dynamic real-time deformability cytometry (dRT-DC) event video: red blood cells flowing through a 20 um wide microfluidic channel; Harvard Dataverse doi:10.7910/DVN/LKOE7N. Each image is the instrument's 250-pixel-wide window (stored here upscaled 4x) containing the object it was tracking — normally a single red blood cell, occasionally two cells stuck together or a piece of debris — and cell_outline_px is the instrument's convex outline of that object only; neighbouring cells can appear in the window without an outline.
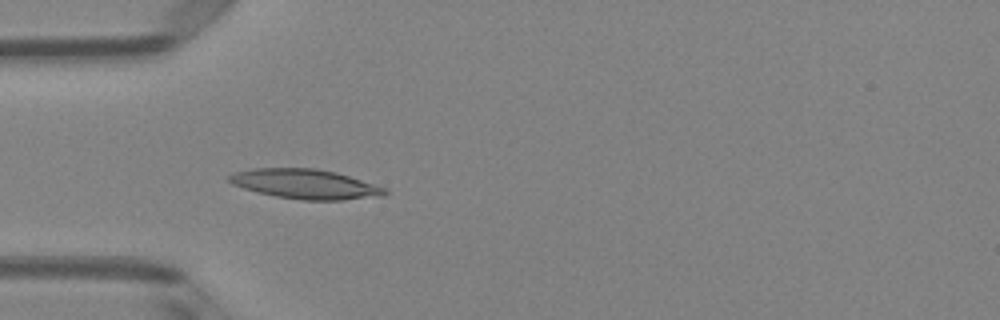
{"species": "Egyptian fruit bat (a non-hibernating species)", "species_latin": "Rousettus aegyptiacus", "temperature_condition": "room temperature", "stored_images_in_passage": 50, "camera_frame_rate_fps": 3000, "um_per_image_px": 0.085, "animal": {"sex": "female"}, "frame": {"image": 1, "passage_image": 15, "time_ms": 4.667, "image_size_px": [1000, 320], "cell_outline_px": [[388, 192], [384, 196], [344, 200], [304, 200], [276, 196], [256, 192], [232, 184], [228, 180], [228, 176], [232, 172], [252, 168], [316, 168], [336, 172], [388, 188]], "centroid_in_image_um": [25.96, 15.64], "position_along_channel_um": 59.0, "area_um2": 27.11}}
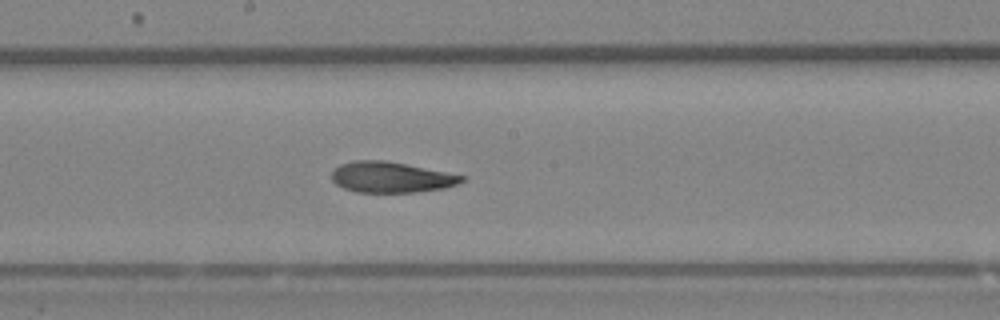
{"frame": {"image": 2, "passage_image": 27, "time_ms": 8.667, "image_size_px": [1000, 320], "cell_outline_px": [[464, 180], [456, 184], [444, 188], [416, 192], [356, 192], [344, 188], [336, 184], [332, 180], [332, 172], [340, 164], [356, 160], [384, 160], [464, 176]], "centroid_in_image_um": [33.19, 15.07], "position_along_channel_um": 215.0, "area_um2": 22.89}}
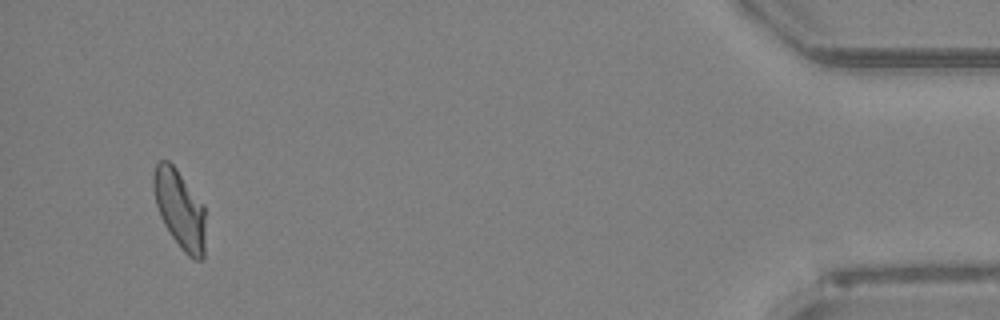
{"frame": {"image": 3, "passage_image": 48, "time_ms": 15.667, "image_size_px": [1000, 320], "cell_outline_px": [[204, 260], [196, 260], [188, 256], [180, 248], [164, 224], [160, 216], [156, 204], [152, 188], [152, 176], [156, 164], [160, 160], [168, 160], [176, 168], [204, 204]], "centroid_in_image_um": [15.26, 17.77], "position_along_channel_um": 419.9, "area_um2": 23.93}, "authors_computed_cell_mechanics": {"area_um2": 24.3338, "velocity_mm_per_s": 3.9922, "shape_relaxation_time_tau1_ms": 7.2874, "shape_relaxation_time_tau2_ms": 2.6733, "deformation_change_tau1": 0.19, "deformation_change_tau2": 0.0988}}